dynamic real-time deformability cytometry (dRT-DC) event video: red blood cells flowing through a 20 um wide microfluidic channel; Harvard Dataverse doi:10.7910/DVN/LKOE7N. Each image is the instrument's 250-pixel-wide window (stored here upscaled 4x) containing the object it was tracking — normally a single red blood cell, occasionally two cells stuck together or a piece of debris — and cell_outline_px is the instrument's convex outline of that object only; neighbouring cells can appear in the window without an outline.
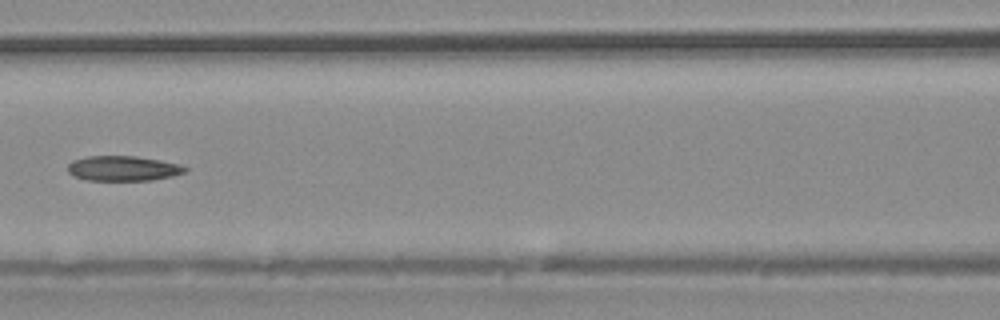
{"species": "common noctule bat (a hibernating species)", "species_latin": "Nyctalus noctula", "temperature_condition": "warm", "stored_images_in_passage": 30, "camera_frame_rate_fps": 3000, "um_per_image_px": 0.085, "animal": {"sex": "male", "body_mass_g": 20.4}, "frame": {"image": 1, "passage_image": 9, "time_ms": 2.667, "image_size_px": [1000, 320], "cell_outline_px": [[188, 168], [184, 172], [172, 176], [152, 180], [88, 180], [72, 176], [68, 172], [68, 164], [72, 160], [88, 156], [136, 156], [160, 160], [180, 164]], "centroid_in_image_um": [10.44, 14.31], "position_along_channel_um": 156.2, "area_um2": 17.11}}